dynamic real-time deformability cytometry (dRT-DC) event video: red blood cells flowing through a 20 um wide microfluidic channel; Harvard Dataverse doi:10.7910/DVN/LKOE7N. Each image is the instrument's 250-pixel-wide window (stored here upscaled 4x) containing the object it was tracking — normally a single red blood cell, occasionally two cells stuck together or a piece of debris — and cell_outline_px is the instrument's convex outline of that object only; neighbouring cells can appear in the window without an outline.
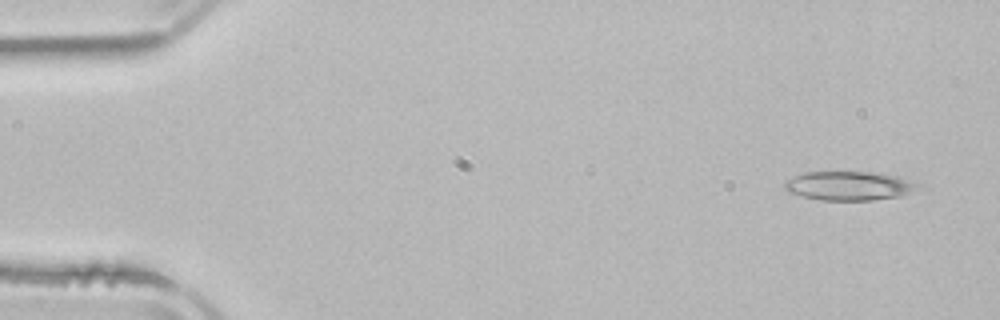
{"species": "common noctule bat (a hibernating species)", "species_latin": "Nyctalus noctula", "temperature_condition": "room temperature", "stored_images_in_passage": 3, "camera_frame_rate_fps": 3000, "um_per_image_px": 0.085, "animal": {"sex": "male", "body_mass_g": 21.5, "forearm_length_mm": 52.0}, "frame": {"image": 1, "passage_image": 1, "time_ms": 0.0, "image_size_px": [1000, 320], "cell_outline_px": [[924, 188], [900, 196], [872, 200], [820, 200], [788, 192], [784, 188], [784, 184], [788, 180], [804, 172], [872, 172], [896, 176], [924, 184]], "centroid_in_image_um": [72.27, 15.8], "position_along_channel_um": 12.7, "area_um2": 22.6}}